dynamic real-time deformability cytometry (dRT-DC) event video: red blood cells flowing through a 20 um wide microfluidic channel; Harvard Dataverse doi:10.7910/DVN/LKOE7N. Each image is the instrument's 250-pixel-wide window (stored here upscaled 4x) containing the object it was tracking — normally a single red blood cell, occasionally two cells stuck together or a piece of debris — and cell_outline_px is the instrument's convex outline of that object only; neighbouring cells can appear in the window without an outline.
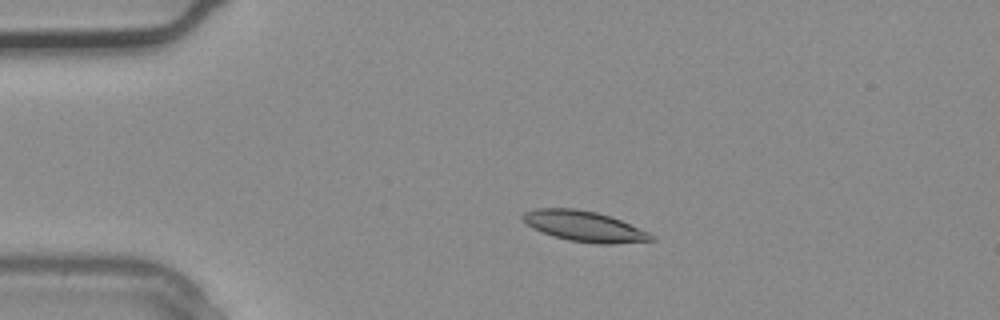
{"species": "common noctule bat (a hibernating species)", "species_latin": "Nyctalus noctula", "temperature_condition": "warm", "stored_images_in_passage": 2, "camera_frame_rate_fps": 3000, "um_per_image_px": 0.085, "animal": {"sex": "male", "body_mass_g": 20.4}, "frame": {"image": 1, "passage_image": 1, "time_ms": 0.0, "image_size_px": [1000, 320], "cell_outline_px": [[656, 240], [612, 244], [600, 244], [568, 240], [552, 236], [532, 228], [520, 216], [524, 212], [536, 208], [576, 208], [596, 212], [620, 220], [648, 232], [656, 236]], "centroid_in_image_um": [49.65, 19.23], "position_along_channel_um": 35.3, "area_um2": 22.77}}